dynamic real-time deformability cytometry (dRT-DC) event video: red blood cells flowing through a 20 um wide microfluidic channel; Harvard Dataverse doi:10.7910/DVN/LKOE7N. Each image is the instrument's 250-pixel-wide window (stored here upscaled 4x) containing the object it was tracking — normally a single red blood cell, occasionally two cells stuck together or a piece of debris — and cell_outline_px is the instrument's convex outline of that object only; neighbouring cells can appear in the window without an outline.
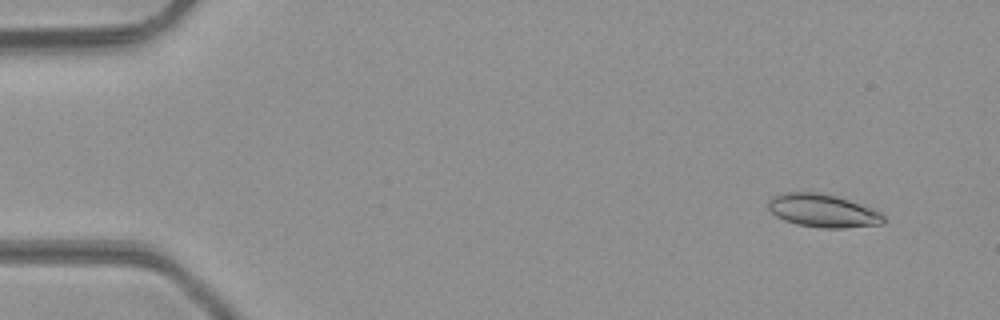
{"species": "common noctule bat (a hibernating species)", "species_latin": "Nyctalus noctula", "temperature_condition": "room temperature", "stored_images_in_passage": 47, "camera_frame_rate_fps": 3000, "um_per_image_px": 0.085, "animal": {"sex": "male", "body_mass_g": 23.1, "forearm_length_mm": 52.7}, "frame": {"image": 1, "passage_image": 4, "time_ms": 1.0, "image_size_px": [1000, 320], "cell_outline_px": [[888, 220], [884, 224], [844, 228], [824, 228], [796, 224], [784, 220], [776, 216], [768, 208], [768, 196], [784, 192], [816, 192], [836, 196], [872, 208], [880, 212]], "centroid_in_image_um": [69.93, 17.91], "position_along_channel_um": 15.1, "area_um2": 22.48}}
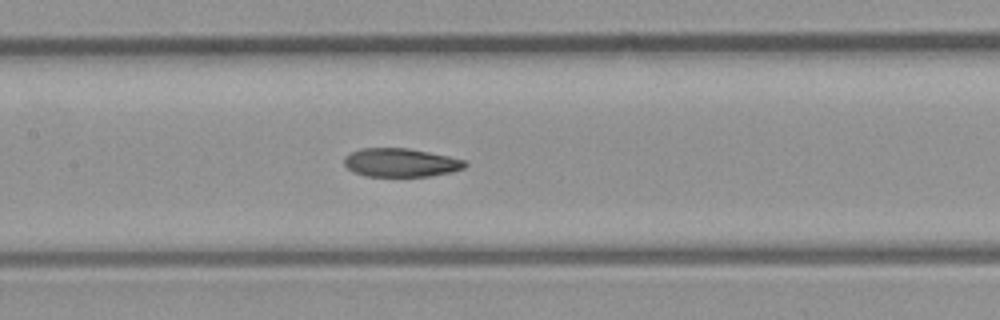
{"frame": {"image": 2, "passage_image": 23, "time_ms": 7.333, "image_size_px": [1000, 320], "cell_outline_px": [[468, 164], [464, 168], [452, 172], [432, 176], [364, 176], [352, 172], [344, 164], [344, 156], [360, 148], [408, 148], [448, 156], [464, 160]], "centroid_in_image_um": [34.05, 13.82], "position_along_channel_um": 173.4, "area_um2": 20.17}}
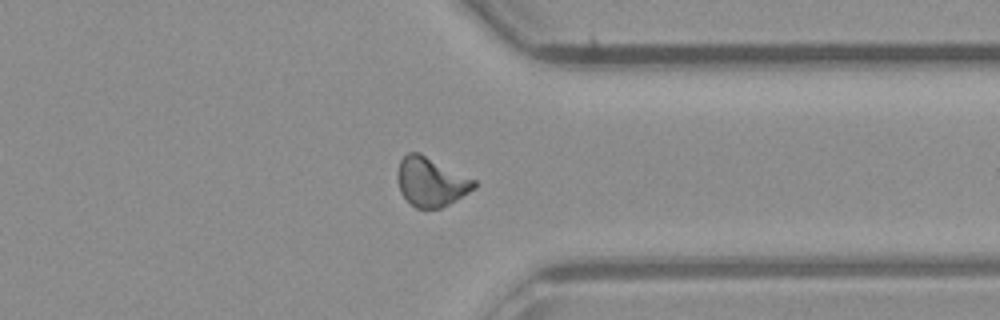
{"frame": {"image": 3, "passage_image": 37, "time_ms": 12.0, "image_size_px": [1000, 320], "cell_outline_px": [[476, 188], [456, 200], [440, 208], [416, 208], [400, 192], [396, 176], [400, 160], [408, 152], [420, 152], [476, 180]], "centroid_in_image_um": [36.63, 15.44], "position_along_channel_um": 374.8, "area_um2": 21.91}, "authors_computed_cell_mechanics": {"area_um2": 21.2704, "velocity_mm_per_s": 4.3866, "shape_relaxation_time_tau1_ms": null, "shape_relaxation_time_tau2_ms": 2.6986, "deformation_change_tau1": null, "deformation_change_tau2": 0.0857}}